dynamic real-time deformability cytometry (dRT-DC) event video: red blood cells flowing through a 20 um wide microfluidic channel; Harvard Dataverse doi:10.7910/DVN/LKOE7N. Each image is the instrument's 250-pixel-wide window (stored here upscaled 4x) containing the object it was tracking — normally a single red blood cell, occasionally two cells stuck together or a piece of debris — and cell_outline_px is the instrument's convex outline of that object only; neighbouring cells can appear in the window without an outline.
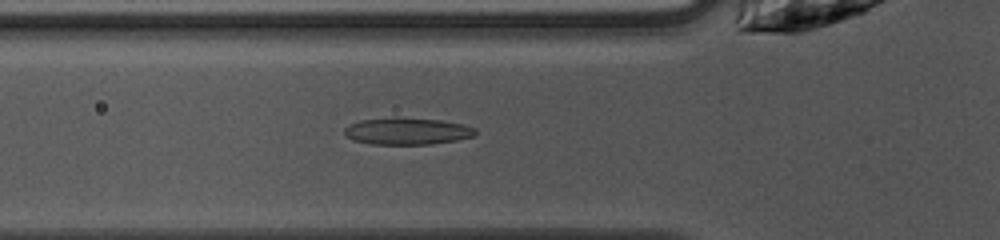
{"species": "common noctule bat (a hibernating species)", "species_latin": "Nyctalus noctula", "temperature_condition": "warm", "stored_images_in_passage": 48, "camera_frame_rate_fps": 3000, "um_per_image_px": 0.085, "animal": {"sex": "female", "body_mass_g": 10.0, "forearm_length_mm": 53.1}, "frame": {"image": 1, "passage_image": 15, "time_ms": 4.667, "image_size_px": [1000, 240], "cell_outline_px": [[476, 136], [456, 140], [432, 144], [372, 144], [352, 140], [344, 132], [344, 128], [348, 124], [360, 120], [392, 116], [396, 116], [440, 120], [464, 124], [476, 128]], "centroid_in_image_um": [34.61, 11.13], "position_along_channel_um": 91.2, "area_um2": 20.92}}
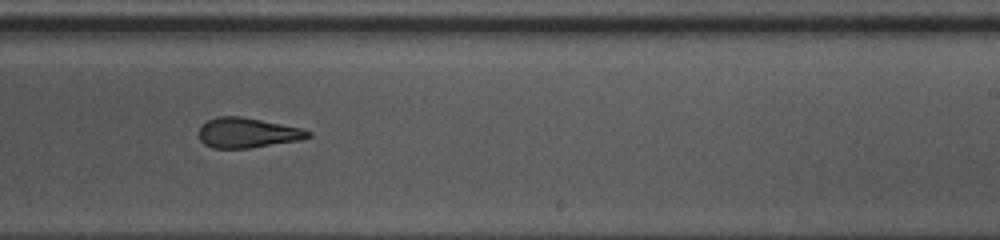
{"frame": {"image": 2, "passage_image": 28, "time_ms": 9.0, "image_size_px": [1000, 240], "cell_outline_px": [[312, 136], [300, 140], [248, 148], [212, 148], [204, 144], [200, 140], [200, 124], [216, 116], [240, 116], [304, 128], [312, 132]], "centroid_in_image_um": [21.04, 11.28], "position_along_channel_um": 268.0, "area_um2": 19.19}}
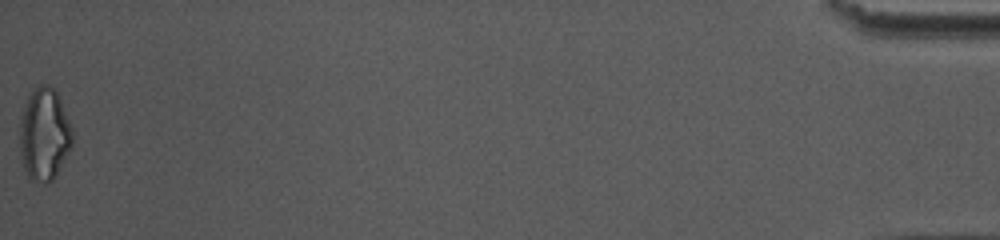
{"frame": {"image": 3, "passage_image": 48, "time_ms": 15.667, "image_size_px": [1000, 240], "cell_outline_px": [[72, 144], [52, 180], [28, 180], [24, 168], [20, 152], [20, 116], [28, 96], [32, 88], [40, 84], [48, 84], [56, 92], [60, 100], [72, 128]], "centroid_in_image_um": [3.73, 11.36], "position_along_channel_um": 431.5, "area_um2": 27.92}, "authors_computed_cell_mechanics": {"area_um2": 20.3745, "velocity_mm_per_s": 4.0645, "shape_relaxation_time_tau1_ms": 8.0555, "shape_relaxation_time_tau2_ms": 2.8588, "deformation_change_tau1": 0.2498, "deformation_change_tau2": 0.134}}